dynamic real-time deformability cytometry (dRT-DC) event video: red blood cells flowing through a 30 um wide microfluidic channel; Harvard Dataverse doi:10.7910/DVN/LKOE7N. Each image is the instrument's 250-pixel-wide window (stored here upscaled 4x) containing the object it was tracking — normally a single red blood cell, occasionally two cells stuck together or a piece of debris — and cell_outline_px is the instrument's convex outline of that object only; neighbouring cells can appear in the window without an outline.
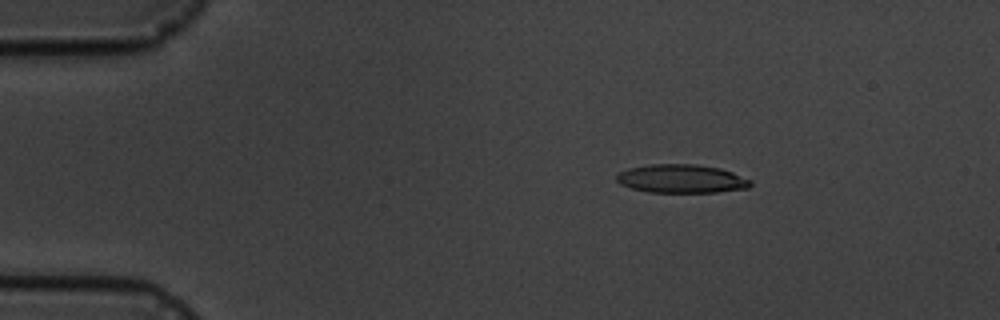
{"species": "common noctule bat (a hibernating species)", "species_latin": "Nyctalus noctula", "temperature_condition": "cold", "stored_images_in_passage": 5, "camera_frame_rate_fps": 3000, "um_per_image_px": 0.085, "animal": {"sex": "male", "body_mass_g": 19.5, "forearm_length_mm": 54.6}, "frame": {"image": 1, "passage_image": 3, "time_ms": 2.333, "image_size_px": [1000, 320], "cell_outline_px": [[752, 184], [748, 188], [716, 192], [648, 192], [632, 188], [620, 184], [616, 180], [616, 176], [620, 172], [628, 168], [648, 164], [696, 164], [720, 168], [732, 172], [752, 180]], "centroid_in_image_um": [57.93, 15.19], "position_along_channel_um": 27.1, "area_um2": 22.31}}